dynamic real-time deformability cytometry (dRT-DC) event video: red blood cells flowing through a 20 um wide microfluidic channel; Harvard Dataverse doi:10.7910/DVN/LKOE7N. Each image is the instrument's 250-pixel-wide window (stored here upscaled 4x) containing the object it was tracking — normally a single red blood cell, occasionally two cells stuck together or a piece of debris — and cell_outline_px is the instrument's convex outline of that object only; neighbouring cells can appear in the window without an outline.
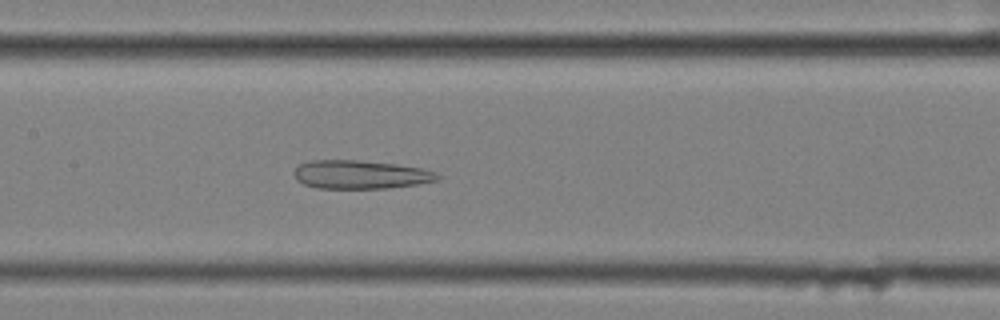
{"species": "common noctule bat (a hibernating species)", "species_latin": "Nyctalus noctula", "temperature_condition": "cold", "stored_images_in_passage": 57, "camera_frame_rate_fps": 3000, "um_per_image_px": 0.085, "animal": {"sex": "female", "body_mass_g": 25.1}, "frame": {"image": 1, "passage_image": 28, "time_ms": 9.0, "image_size_px": [1000, 320], "cell_outline_px": [[440, 180], [416, 184], [388, 188], [316, 188], [304, 184], [296, 180], [292, 172], [300, 164], [312, 160], [360, 160], [396, 164], [424, 168], [440, 176]], "centroid_in_image_um": [30.62, 14.83], "position_along_channel_um": 176.8, "area_um2": 23.87}}
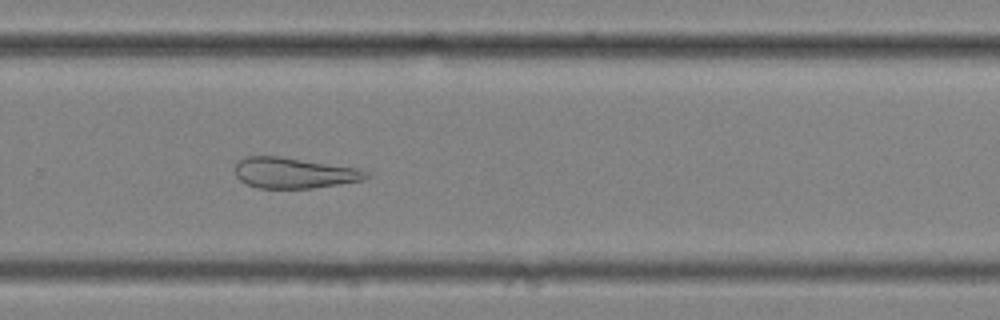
{"frame": {"image": 2, "passage_image": 39, "time_ms": 12.667, "image_size_px": [1000, 320], "cell_outline_px": [[372, 176], [364, 180], [312, 188], [260, 188], [244, 184], [236, 176], [236, 164], [240, 160], [248, 156], [280, 156], [356, 168], [372, 172]], "centroid_in_image_um": [25.02, 14.7], "position_along_channel_um": 304.8, "area_um2": 23.47}}
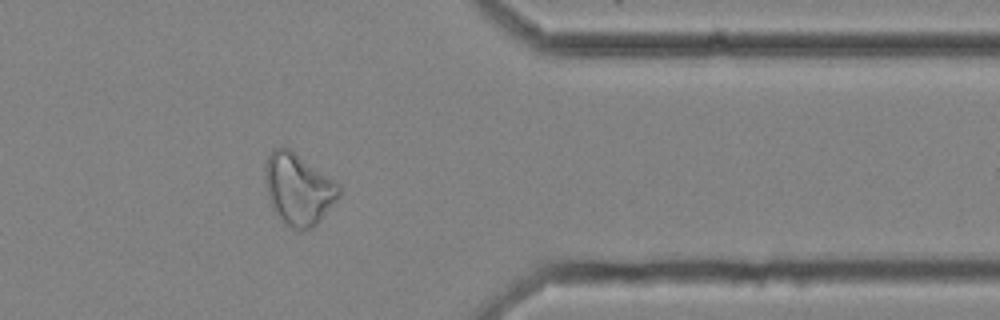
{"frame": {"image": 3, "passage_image": 47, "time_ms": 15.333, "image_size_px": [1000, 320], "cell_outline_px": [[340, 196], [316, 224], [312, 228], [300, 232], [276, 216], [268, 200], [264, 180], [264, 164], [272, 148], [292, 148], [336, 180], [340, 184]], "centroid_in_image_um": [25.35, 16.04], "position_along_channel_um": 386.0, "area_um2": 31.44}}